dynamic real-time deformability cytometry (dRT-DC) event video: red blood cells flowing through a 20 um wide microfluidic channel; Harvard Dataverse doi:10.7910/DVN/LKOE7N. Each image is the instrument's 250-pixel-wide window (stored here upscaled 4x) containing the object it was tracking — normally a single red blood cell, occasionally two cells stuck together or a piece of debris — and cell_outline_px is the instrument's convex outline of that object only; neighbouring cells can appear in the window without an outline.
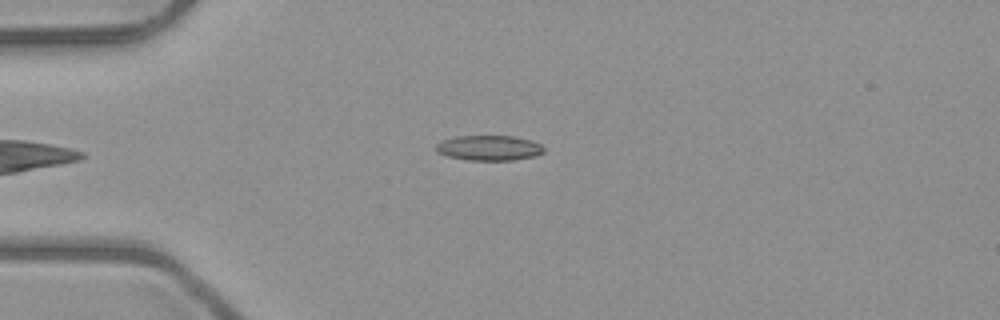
{"species": "common noctule bat (a hibernating species)", "species_latin": "Nyctalus noctula", "temperature_condition": "room temperature", "stored_images_in_passage": 5, "camera_frame_rate_fps": 3000, "um_per_image_px": 0.085, "animal": {"sex": "male", "body_mass_g": 23.1, "forearm_length_mm": 52.7}, "frame": {"image": 1, "passage_image": 5, "time_ms": 4.667, "image_size_px": [1000, 320], "cell_outline_px": [[544, 152], [536, 156], [512, 160], [468, 160], [448, 156], [436, 152], [436, 144], [444, 140], [456, 136], [512, 136], [532, 140], [540, 144], [544, 148]], "centroid_in_image_um": [41.59, 12.57], "position_along_channel_um": 43.4, "area_um2": 15.78}}